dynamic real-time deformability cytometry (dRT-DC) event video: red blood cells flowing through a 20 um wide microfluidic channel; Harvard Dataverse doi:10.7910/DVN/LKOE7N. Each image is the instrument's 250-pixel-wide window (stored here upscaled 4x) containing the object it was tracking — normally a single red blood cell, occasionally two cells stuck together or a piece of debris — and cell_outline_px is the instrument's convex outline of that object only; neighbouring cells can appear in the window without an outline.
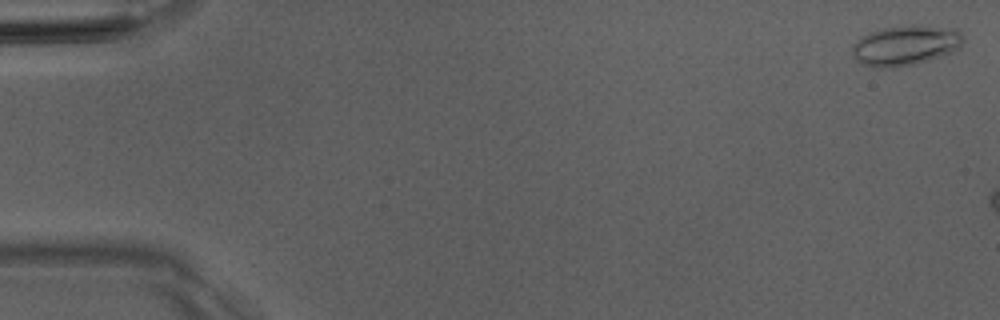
{"species": "Egyptian fruit bat (a non-hibernating species)", "species_latin": "Rousettus aegyptiacus", "temperature_condition": "room temperature", "stored_images_in_passage": 7, "camera_frame_rate_fps": 3000, "um_per_image_px": 0.085, "animal": {"sex": "male"}, "frame": {"image": 1, "passage_image": 1, "time_ms": 0.0, "image_size_px": [1000, 320], "cell_outline_px": [[964, 40], [952, 52], [916, 64], [892, 68], [872, 68], [860, 64], [852, 56], [852, 48], [856, 40], [860, 36], [884, 28], [912, 24], [956, 28], [964, 36]], "centroid_in_image_um": [76.93, 3.86], "position_along_channel_um": 8.1, "area_um2": 26.24}}